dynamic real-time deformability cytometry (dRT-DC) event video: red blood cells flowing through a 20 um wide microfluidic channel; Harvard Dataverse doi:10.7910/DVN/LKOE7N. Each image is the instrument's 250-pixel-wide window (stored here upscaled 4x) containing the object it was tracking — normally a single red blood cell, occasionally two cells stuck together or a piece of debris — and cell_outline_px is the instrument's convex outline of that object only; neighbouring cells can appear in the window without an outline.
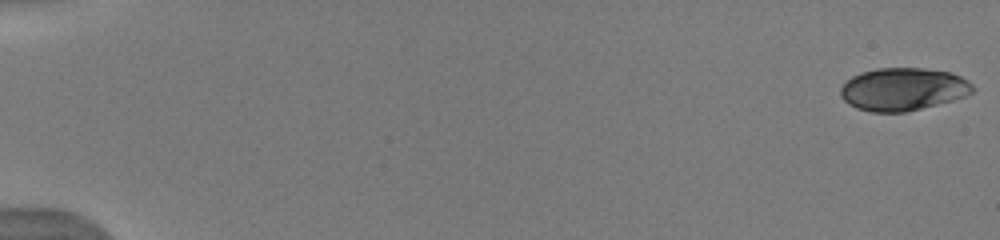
{"species": "human", "species_latin": "Homo sapiens", "temperature_condition": "warm", "stored_images_in_passage": 47, "camera_frame_rate_fps": 3000, "um_per_image_px": 0.085, "donor": {"sex": "male"}, "frame": {"image": 1, "passage_image": 1, "time_ms": 0.0, "image_size_px": [1000, 240], "cell_outline_px": [[976, 88], [972, 92], [964, 96], [952, 100], [908, 112], [872, 112], [856, 108], [848, 104], [840, 96], [840, 88], [852, 76], [860, 72], [876, 68], [924, 68], [952, 72], [968, 80]], "centroid_in_image_um": [76.76, 7.58], "position_along_channel_um": 8.2, "area_um2": 33.12}}
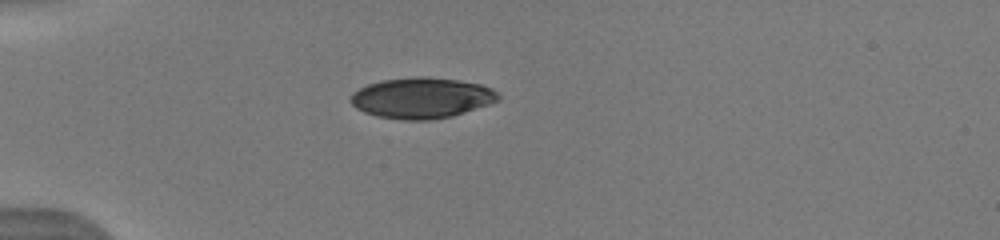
{"frame": {"image": 2, "passage_image": 15, "time_ms": 5.0, "image_size_px": [1000, 240], "cell_outline_px": [[500, 100], [452, 116], [428, 120], [404, 120], [376, 116], [364, 112], [356, 108], [348, 100], [352, 92], [368, 84], [380, 80], [416, 76], [428, 76], [460, 80], [480, 84], [492, 88], [500, 96]], "centroid_in_image_um": [35.81, 8.31], "position_along_channel_um": 49.2, "area_um2": 35.26}}
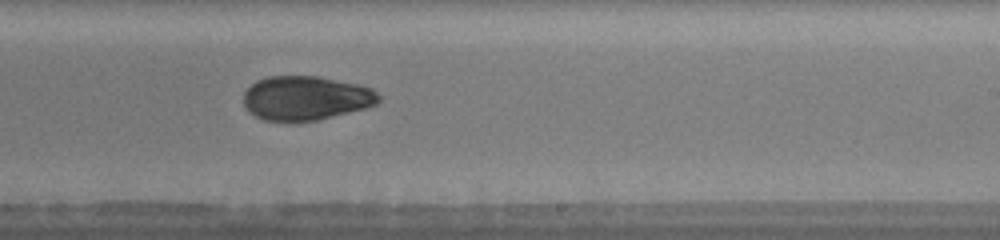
{"frame": {"image": 3, "passage_image": 31, "time_ms": 11.0, "image_size_px": [1000, 240], "cell_outline_px": [[380, 100], [376, 104], [364, 108], [316, 120], [264, 120], [256, 116], [244, 104], [244, 92], [256, 80], [268, 76], [320, 76], [356, 84], [372, 88], [380, 96]], "centroid_in_image_um": [26.0, 8.31], "position_along_channel_um": 263.0, "area_um2": 34.28}, "authors_computed_cell_mechanics": {"area_um2": 34.7956, "velocity_mm_per_s": 3.9999, "shape_relaxation_time_tau1_ms": null, "shape_relaxation_time_tau2_ms": 2.5649, "deformation_change_tau1": null, "deformation_change_tau2": 0.0701}}